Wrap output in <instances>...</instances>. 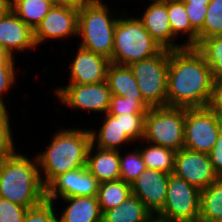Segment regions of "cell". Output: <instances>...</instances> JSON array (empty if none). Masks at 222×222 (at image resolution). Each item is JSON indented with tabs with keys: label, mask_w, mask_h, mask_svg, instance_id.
I'll list each match as a JSON object with an SVG mask.
<instances>
[{
	"label": "cell",
	"mask_w": 222,
	"mask_h": 222,
	"mask_svg": "<svg viewBox=\"0 0 222 222\" xmlns=\"http://www.w3.org/2000/svg\"><path fill=\"white\" fill-rule=\"evenodd\" d=\"M213 82L210 66L196 47L170 50L167 106L207 107Z\"/></svg>",
	"instance_id": "obj_1"
},
{
	"label": "cell",
	"mask_w": 222,
	"mask_h": 222,
	"mask_svg": "<svg viewBox=\"0 0 222 222\" xmlns=\"http://www.w3.org/2000/svg\"><path fill=\"white\" fill-rule=\"evenodd\" d=\"M90 144L91 134L86 127L56 130L47 148L35 155L44 187L60 174L85 167Z\"/></svg>",
	"instance_id": "obj_2"
},
{
	"label": "cell",
	"mask_w": 222,
	"mask_h": 222,
	"mask_svg": "<svg viewBox=\"0 0 222 222\" xmlns=\"http://www.w3.org/2000/svg\"><path fill=\"white\" fill-rule=\"evenodd\" d=\"M0 198L28 209L45 200L36 156L28 158L17 151L0 161Z\"/></svg>",
	"instance_id": "obj_3"
},
{
	"label": "cell",
	"mask_w": 222,
	"mask_h": 222,
	"mask_svg": "<svg viewBox=\"0 0 222 222\" xmlns=\"http://www.w3.org/2000/svg\"><path fill=\"white\" fill-rule=\"evenodd\" d=\"M126 10L119 13L114 31L113 64H130L157 55L163 48L145 29L137 16H131ZM122 14V16H121Z\"/></svg>",
	"instance_id": "obj_4"
},
{
	"label": "cell",
	"mask_w": 222,
	"mask_h": 222,
	"mask_svg": "<svg viewBox=\"0 0 222 222\" xmlns=\"http://www.w3.org/2000/svg\"><path fill=\"white\" fill-rule=\"evenodd\" d=\"M113 11L115 12V9L110 10L107 1L100 0L79 9L78 15V38H81L79 46L103 55L110 61L114 47L115 25L119 16Z\"/></svg>",
	"instance_id": "obj_5"
},
{
	"label": "cell",
	"mask_w": 222,
	"mask_h": 222,
	"mask_svg": "<svg viewBox=\"0 0 222 222\" xmlns=\"http://www.w3.org/2000/svg\"><path fill=\"white\" fill-rule=\"evenodd\" d=\"M185 108L151 107L145 115L142 141L178 152L184 148Z\"/></svg>",
	"instance_id": "obj_6"
},
{
	"label": "cell",
	"mask_w": 222,
	"mask_h": 222,
	"mask_svg": "<svg viewBox=\"0 0 222 222\" xmlns=\"http://www.w3.org/2000/svg\"><path fill=\"white\" fill-rule=\"evenodd\" d=\"M170 50L129 65L143 100L150 107L167 106V80Z\"/></svg>",
	"instance_id": "obj_7"
},
{
	"label": "cell",
	"mask_w": 222,
	"mask_h": 222,
	"mask_svg": "<svg viewBox=\"0 0 222 222\" xmlns=\"http://www.w3.org/2000/svg\"><path fill=\"white\" fill-rule=\"evenodd\" d=\"M222 128V120L208 107L185 108L184 148L209 154Z\"/></svg>",
	"instance_id": "obj_8"
},
{
	"label": "cell",
	"mask_w": 222,
	"mask_h": 222,
	"mask_svg": "<svg viewBox=\"0 0 222 222\" xmlns=\"http://www.w3.org/2000/svg\"><path fill=\"white\" fill-rule=\"evenodd\" d=\"M201 191L170 174L167 195L159 215L172 222H199Z\"/></svg>",
	"instance_id": "obj_9"
},
{
	"label": "cell",
	"mask_w": 222,
	"mask_h": 222,
	"mask_svg": "<svg viewBox=\"0 0 222 222\" xmlns=\"http://www.w3.org/2000/svg\"><path fill=\"white\" fill-rule=\"evenodd\" d=\"M59 103L74 110L106 114L110 105L111 91L107 81L95 84H67L54 88Z\"/></svg>",
	"instance_id": "obj_10"
},
{
	"label": "cell",
	"mask_w": 222,
	"mask_h": 222,
	"mask_svg": "<svg viewBox=\"0 0 222 222\" xmlns=\"http://www.w3.org/2000/svg\"><path fill=\"white\" fill-rule=\"evenodd\" d=\"M79 10L63 4L53 5L47 15L33 30L36 47L50 40L78 37ZM55 39V40H54Z\"/></svg>",
	"instance_id": "obj_11"
},
{
	"label": "cell",
	"mask_w": 222,
	"mask_h": 222,
	"mask_svg": "<svg viewBox=\"0 0 222 222\" xmlns=\"http://www.w3.org/2000/svg\"><path fill=\"white\" fill-rule=\"evenodd\" d=\"M100 182L87 167L67 171L55 177L45 187V200L56 204L58 198L97 196Z\"/></svg>",
	"instance_id": "obj_12"
},
{
	"label": "cell",
	"mask_w": 222,
	"mask_h": 222,
	"mask_svg": "<svg viewBox=\"0 0 222 222\" xmlns=\"http://www.w3.org/2000/svg\"><path fill=\"white\" fill-rule=\"evenodd\" d=\"M172 174L182 178L200 191L218 179L209 154L190 151L185 148L176 152Z\"/></svg>",
	"instance_id": "obj_13"
},
{
	"label": "cell",
	"mask_w": 222,
	"mask_h": 222,
	"mask_svg": "<svg viewBox=\"0 0 222 222\" xmlns=\"http://www.w3.org/2000/svg\"><path fill=\"white\" fill-rule=\"evenodd\" d=\"M170 174L156 170H144L131 184L132 194L137 196L152 213H159L165 203Z\"/></svg>",
	"instance_id": "obj_14"
},
{
	"label": "cell",
	"mask_w": 222,
	"mask_h": 222,
	"mask_svg": "<svg viewBox=\"0 0 222 222\" xmlns=\"http://www.w3.org/2000/svg\"><path fill=\"white\" fill-rule=\"evenodd\" d=\"M0 49L6 56L13 58L19 53H27V50L38 49L33 30L12 10L0 18Z\"/></svg>",
	"instance_id": "obj_15"
},
{
	"label": "cell",
	"mask_w": 222,
	"mask_h": 222,
	"mask_svg": "<svg viewBox=\"0 0 222 222\" xmlns=\"http://www.w3.org/2000/svg\"><path fill=\"white\" fill-rule=\"evenodd\" d=\"M76 55L70 62L68 84H95L106 81L110 60L78 45Z\"/></svg>",
	"instance_id": "obj_16"
},
{
	"label": "cell",
	"mask_w": 222,
	"mask_h": 222,
	"mask_svg": "<svg viewBox=\"0 0 222 222\" xmlns=\"http://www.w3.org/2000/svg\"><path fill=\"white\" fill-rule=\"evenodd\" d=\"M152 1V2H151ZM144 8L142 15L137 17L143 22L145 29L152 38L163 48L168 50L182 49L183 44L176 43L167 12V0H151Z\"/></svg>",
	"instance_id": "obj_17"
},
{
	"label": "cell",
	"mask_w": 222,
	"mask_h": 222,
	"mask_svg": "<svg viewBox=\"0 0 222 222\" xmlns=\"http://www.w3.org/2000/svg\"><path fill=\"white\" fill-rule=\"evenodd\" d=\"M104 118L98 131L90 129L91 144L104 150H124L123 145L135 143L122 129L121 117H116L108 112L103 114Z\"/></svg>",
	"instance_id": "obj_18"
},
{
	"label": "cell",
	"mask_w": 222,
	"mask_h": 222,
	"mask_svg": "<svg viewBox=\"0 0 222 222\" xmlns=\"http://www.w3.org/2000/svg\"><path fill=\"white\" fill-rule=\"evenodd\" d=\"M86 167L100 182L120 179V156L118 150H104L90 144Z\"/></svg>",
	"instance_id": "obj_19"
},
{
	"label": "cell",
	"mask_w": 222,
	"mask_h": 222,
	"mask_svg": "<svg viewBox=\"0 0 222 222\" xmlns=\"http://www.w3.org/2000/svg\"><path fill=\"white\" fill-rule=\"evenodd\" d=\"M59 200L65 202V207L59 213H62L59 222H102L97 196H71Z\"/></svg>",
	"instance_id": "obj_20"
},
{
	"label": "cell",
	"mask_w": 222,
	"mask_h": 222,
	"mask_svg": "<svg viewBox=\"0 0 222 222\" xmlns=\"http://www.w3.org/2000/svg\"><path fill=\"white\" fill-rule=\"evenodd\" d=\"M106 81L111 95L127 99H143L137 81L129 66L110 63L107 68Z\"/></svg>",
	"instance_id": "obj_21"
},
{
	"label": "cell",
	"mask_w": 222,
	"mask_h": 222,
	"mask_svg": "<svg viewBox=\"0 0 222 222\" xmlns=\"http://www.w3.org/2000/svg\"><path fill=\"white\" fill-rule=\"evenodd\" d=\"M167 12L173 38L178 40L180 35H183L181 38L185 35L187 40L183 41V48L196 47L198 33L191 27L184 2L182 0H167Z\"/></svg>",
	"instance_id": "obj_22"
},
{
	"label": "cell",
	"mask_w": 222,
	"mask_h": 222,
	"mask_svg": "<svg viewBox=\"0 0 222 222\" xmlns=\"http://www.w3.org/2000/svg\"><path fill=\"white\" fill-rule=\"evenodd\" d=\"M152 213L142 201L131 194L119 206L102 213V222H144Z\"/></svg>",
	"instance_id": "obj_23"
},
{
	"label": "cell",
	"mask_w": 222,
	"mask_h": 222,
	"mask_svg": "<svg viewBox=\"0 0 222 222\" xmlns=\"http://www.w3.org/2000/svg\"><path fill=\"white\" fill-rule=\"evenodd\" d=\"M137 144L146 168L160 170L168 174L173 173L176 154L174 150L142 140ZM142 144H146V146Z\"/></svg>",
	"instance_id": "obj_24"
},
{
	"label": "cell",
	"mask_w": 222,
	"mask_h": 222,
	"mask_svg": "<svg viewBox=\"0 0 222 222\" xmlns=\"http://www.w3.org/2000/svg\"><path fill=\"white\" fill-rule=\"evenodd\" d=\"M222 220V178L201 191L199 222Z\"/></svg>",
	"instance_id": "obj_25"
},
{
	"label": "cell",
	"mask_w": 222,
	"mask_h": 222,
	"mask_svg": "<svg viewBox=\"0 0 222 222\" xmlns=\"http://www.w3.org/2000/svg\"><path fill=\"white\" fill-rule=\"evenodd\" d=\"M52 6L51 2L45 0H12L11 10L34 30Z\"/></svg>",
	"instance_id": "obj_26"
},
{
	"label": "cell",
	"mask_w": 222,
	"mask_h": 222,
	"mask_svg": "<svg viewBox=\"0 0 222 222\" xmlns=\"http://www.w3.org/2000/svg\"><path fill=\"white\" fill-rule=\"evenodd\" d=\"M131 194V185L121 179L100 183L97 198L102 213L119 206Z\"/></svg>",
	"instance_id": "obj_27"
},
{
	"label": "cell",
	"mask_w": 222,
	"mask_h": 222,
	"mask_svg": "<svg viewBox=\"0 0 222 222\" xmlns=\"http://www.w3.org/2000/svg\"><path fill=\"white\" fill-rule=\"evenodd\" d=\"M196 49L204 56L210 66L213 80L222 79V35L213 36L201 41Z\"/></svg>",
	"instance_id": "obj_28"
},
{
	"label": "cell",
	"mask_w": 222,
	"mask_h": 222,
	"mask_svg": "<svg viewBox=\"0 0 222 222\" xmlns=\"http://www.w3.org/2000/svg\"><path fill=\"white\" fill-rule=\"evenodd\" d=\"M123 154L122 150H120V179L131 185L132 182L147 168L143 162L138 145H136L131 152H124Z\"/></svg>",
	"instance_id": "obj_29"
},
{
	"label": "cell",
	"mask_w": 222,
	"mask_h": 222,
	"mask_svg": "<svg viewBox=\"0 0 222 222\" xmlns=\"http://www.w3.org/2000/svg\"><path fill=\"white\" fill-rule=\"evenodd\" d=\"M222 35V0H211L207 5L204 25L198 33L197 45L210 37Z\"/></svg>",
	"instance_id": "obj_30"
},
{
	"label": "cell",
	"mask_w": 222,
	"mask_h": 222,
	"mask_svg": "<svg viewBox=\"0 0 222 222\" xmlns=\"http://www.w3.org/2000/svg\"><path fill=\"white\" fill-rule=\"evenodd\" d=\"M10 113L7 108H0V161L13 155L18 150L15 146L14 132L10 125Z\"/></svg>",
	"instance_id": "obj_31"
},
{
	"label": "cell",
	"mask_w": 222,
	"mask_h": 222,
	"mask_svg": "<svg viewBox=\"0 0 222 222\" xmlns=\"http://www.w3.org/2000/svg\"><path fill=\"white\" fill-rule=\"evenodd\" d=\"M151 108L143 99H127L111 95L108 113L116 116L119 114H146Z\"/></svg>",
	"instance_id": "obj_32"
},
{
	"label": "cell",
	"mask_w": 222,
	"mask_h": 222,
	"mask_svg": "<svg viewBox=\"0 0 222 222\" xmlns=\"http://www.w3.org/2000/svg\"><path fill=\"white\" fill-rule=\"evenodd\" d=\"M16 59L10 56H5L0 61V108H7V104L3 99L6 97L11 89H14V85L17 79ZM6 103V104H5Z\"/></svg>",
	"instance_id": "obj_33"
},
{
	"label": "cell",
	"mask_w": 222,
	"mask_h": 222,
	"mask_svg": "<svg viewBox=\"0 0 222 222\" xmlns=\"http://www.w3.org/2000/svg\"><path fill=\"white\" fill-rule=\"evenodd\" d=\"M55 208L53 202L44 200L36 207L27 210L23 222H59Z\"/></svg>",
	"instance_id": "obj_34"
},
{
	"label": "cell",
	"mask_w": 222,
	"mask_h": 222,
	"mask_svg": "<svg viewBox=\"0 0 222 222\" xmlns=\"http://www.w3.org/2000/svg\"><path fill=\"white\" fill-rule=\"evenodd\" d=\"M146 114H119L116 117H121L122 129L136 143L144 138Z\"/></svg>",
	"instance_id": "obj_35"
},
{
	"label": "cell",
	"mask_w": 222,
	"mask_h": 222,
	"mask_svg": "<svg viewBox=\"0 0 222 222\" xmlns=\"http://www.w3.org/2000/svg\"><path fill=\"white\" fill-rule=\"evenodd\" d=\"M28 208L0 198V222H23Z\"/></svg>",
	"instance_id": "obj_36"
},
{
	"label": "cell",
	"mask_w": 222,
	"mask_h": 222,
	"mask_svg": "<svg viewBox=\"0 0 222 222\" xmlns=\"http://www.w3.org/2000/svg\"><path fill=\"white\" fill-rule=\"evenodd\" d=\"M184 4L191 27L199 33L204 25L205 15L207 14V5H192V3Z\"/></svg>",
	"instance_id": "obj_37"
},
{
	"label": "cell",
	"mask_w": 222,
	"mask_h": 222,
	"mask_svg": "<svg viewBox=\"0 0 222 222\" xmlns=\"http://www.w3.org/2000/svg\"><path fill=\"white\" fill-rule=\"evenodd\" d=\"M207 107L222 120V79L213 82L212 94Z\"/></svg>",
	"instance_id": "obj_38"
},
{
	"label": "cell",
	"mask_w": 222,
	"mask_h": 222,
	"mask_svg": "<svg viewBox=\"0 0 222 222\" xmlns=\"http://www.w3.org/2000/svg\"><path fill=\"white\" fill-rule=\"evenodd\" d=\"M209 158L217 177L222 178V128L213 149L209 153Z\"/></svg>",
	"instance_id": "obj_39"
},
{
	"label": "cell",
	"mask_w": 222,
	"mask_h": 222,
	"mask_svg": "<svg viewBox=\"0 0 222 222\" xmlns=\"http://www.w3.org/2000/svg\"><path fill=\"white\" fill-rule=\"evenodd\" d=\"M99 1L100 0H61V4L69 6V7H73L79 10L87 6L93 5Z\"/></svg>",
	"instance_id": "obj_40"
},
{
	"label": "cell",
	"mask_w": 222,
	"mask_h": 222,
	"mask_svg": "<svg viewBox=\"0 0 222 222\" xmlns=\"http://www.w3.org/2000/svg\"><path fill=\"white\" fill-rule=\"evenodd\" d=\"M12 0H0V18L11 11Z\"/></svg>",
	"instance_id": "obj_41"
},
{
	"label": "cell",
	"mask_w": 222,
	"mask_h": 222,
	"mask_svg": "<svg viewBox=\"0 0 222 222\" xmlns=\"http://www.w3.org/2000/svg\"><path fill=\"white\" fill-rule=\"evenodd\" d=\"M144 222H172L168 218L159 215L158 213L151 214Z\"/></svg>",
	"instance_id": "obj_42"
},
{
	"label": "cell",
	"mask_w": 222,
	"mask_h": 222,
	"mask_svg": "<svg viewBox=\"0 0 222 222\" xmlns=\"http://www.w3.org/2000/svg\"><path fill=\"white\" fill-rule=\"evenodd\" d=\"M184 3H192V5H208L211 0H182Z\"/></svg>",
	"instance_id": "obj_43"
},
{
	"label": "cell",
	"mask_w": 222,
	"mask_h": 222,
	"mask_svg": "<svg viewBox=\"0 0 222 222\" xmlns=\"http://www.w3.org/2000/svg\"><path fill=\"white\" fill-rule=\"evenodd\" d=\"M48 2H51L53 5H60L61 4V0H45Z\"/></svg>",
	"instance_id": "obj_44"
},
{
	"label": "cell",
	"mask_w": 222,
	"mask_h": 222,
	"mask_svg": "<svg viewBox=\"0 0 222 222\" xmlns=\"http://www.w3.org/2000/svg\"><path fill=\"white\" fill-rule=\"evenodd\" d=\"M6 55L3 53V51L0 49V61L5 57Z\"/></svg>",
	"instance_id": "obj_45"
},
{
	"label": "cell",
	"mask_w": 222,
	"mask_h": 222,
	"mask_svg": "<svg viewBox=\"0 0 222 222\" xmlns=\"http://www.w3.org/2000/svg\"><path fill=\"white\" fill-rule=\"evenodd\" d=\"M211 222H222V220H217V221H211Z\"/></svg>",
	"instance_id": "obj_46"
}]
</instances>
